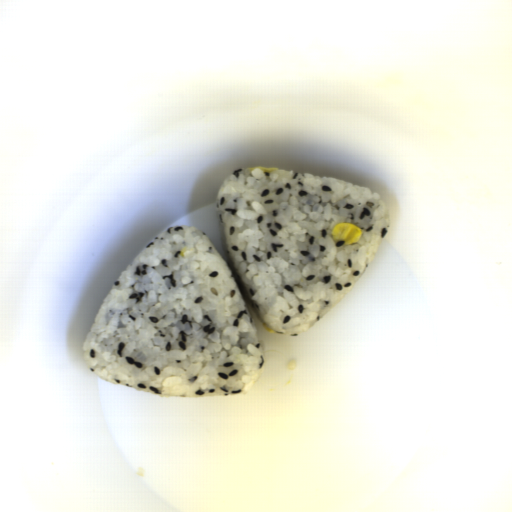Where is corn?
I'll use <instances>...</instances> for the list:
<instances>
[{
  "mask_svg": "<svg viewBox=\"0 0 512 512\" xmlns=\"http://www.w3.org/2000/svg\"><path fill=\"white\" fill-rule=\"evenodd\" d=\"M363 232L360 227L354 223L340 222L334 226L331 237L335 242H344L345 245H351L361 240Z\"/></svg>",
  "mask_w": 512,
  "mask_h": 512,
  "instance_id": "corn-1",
  "label": "corn"
},
{
  "mask_svg": "<svg viewBox=\"0 0 512 512\" xmlns=\"http://www.w3.org/2000/svg\"><path fill=\"white\" fill-rule=\"evenodd\" d=\"M255 169H260L264 173H269V172H272L274 170H278V168H276V167H262V166H259V165L255 166V167H251L249 170L252 172Z\"/></svg>",
  "mask_w": 512,
  "mask_h": 512,
  "instance_id": "corn-2",
  "label": "corn"
},
{
  "mask_svg": "<svg viewBox=\"0 0 512 512\" xmlns=\"http://www.w3.org/2000/svg\"><path fill=\"white\" fill-rule=\"evenodd\" d=\"M262 326H263V329L265 331H267L268 333H271V334H274L275 331L273 328H271L269 325H267L266 323H262Z\"/></svg>",
  "mask_w": 512,
  "mask_h": 512,
  "instance_id": "corn-3",
  "label": "corn"
},
{
  "mask_svg": "<svg viewBox=\"0 0 512 512\" xmlns=\"http://www.w3.org/2000/svg\"><path fill=\"white\" fill-rule=\"evenodd\" d=\"M186 251H187V248H185V247H184V248H182V249L180 250V256H181V257H184V256H185V252H186Z\"/></svg>",
  "mask_w": 512,
  "mask_h": 512,
  "instance_id": "corn-4",
  "label": "corn"
}]
</instances>
